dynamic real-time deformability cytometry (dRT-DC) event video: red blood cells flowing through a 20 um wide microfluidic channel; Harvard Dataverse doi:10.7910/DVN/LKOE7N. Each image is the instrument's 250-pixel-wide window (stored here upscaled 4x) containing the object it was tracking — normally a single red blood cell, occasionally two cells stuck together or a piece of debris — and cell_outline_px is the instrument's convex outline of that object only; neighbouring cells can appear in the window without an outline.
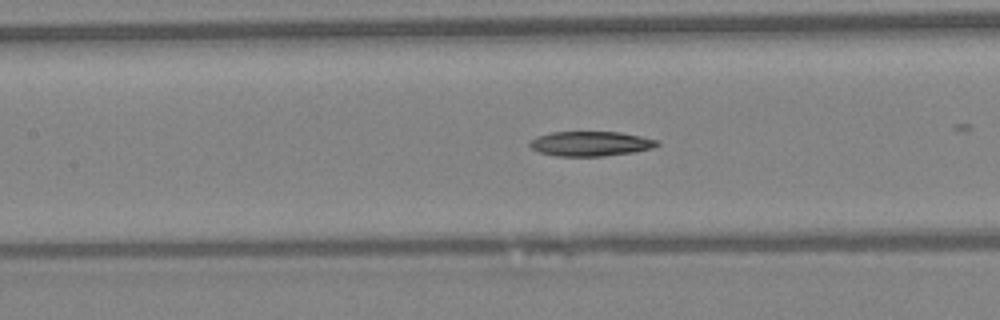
{"species": "Egyptian fruit bat (a non-hibernating species)", "species_latin": "Rousettus aegyptiacus", "temperature_condition": "warm", "stored_images_in_passage": 24, "camera_frame_rate_fps": 3000, "um_per_image_px": 0.085, "animal": {"sex": "female"}, "frame": {"image": 1, "passage_image": 8, "time_ms": 2.333, "image_size_px": [1000, 320], "cell_outline_px": [[660, 144], [652, 148], [632, 152], [600, 156], [556, 156], [540, 152], [532, 148], [528, 144], [528, 140], [536, 136], [552, 132], [620, 132], [640, 136], [656, 140]], "centroid_in_image_um": [50.14, 12.21], "position_along_channel_um": 157.3, "area_um2": 18.26}}
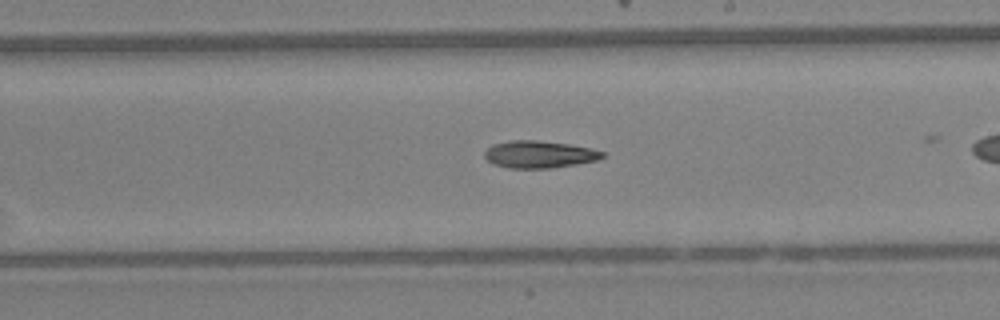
{"frame": {"image": 2, "passage_image": 14, "time_ms": 4.333, "image_size_px": [1000, 320], "cell_outline_px": [[604, 156], [596, 160], [576, 164], [552, 168], [508, 168], [496, 164], [488, 160], [484, 156], [484, 152], [492, 144], [512, 140], [536, 140], [568, 144], [592, 148], [604, 152]], "centroid_in_image_um": [45.83, 13.12], "position_along_channel_um": 243.2, "area_um2": 18.55}}
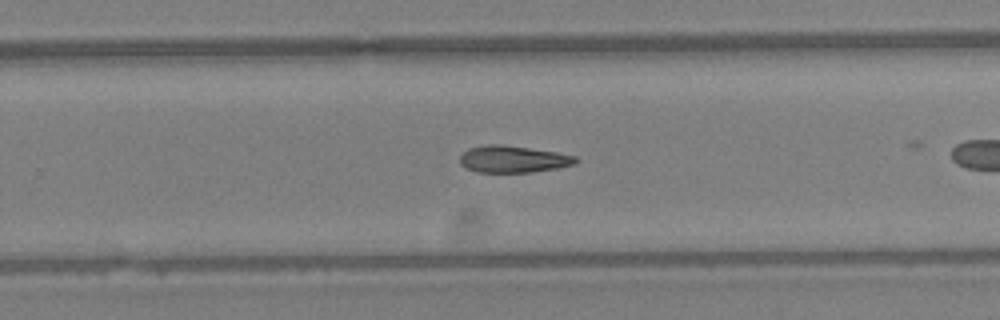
{"frame": {"image": 3, "passage_image": 17, "time_ms": 5.333, "image_size_px": [1000, 320], "cell_outline_px": [[580, 160], [576, 164], [556, 168], [532, 172], [476, 172], [460, 164], [460, 156], [468, 148], [488, 144], [500, 144], [556, 152], [576, 156]], "centroid_in_image_um": [43.63, 13.53], "position_along_channel_um": 286.2, "area_um2": 18.09}}